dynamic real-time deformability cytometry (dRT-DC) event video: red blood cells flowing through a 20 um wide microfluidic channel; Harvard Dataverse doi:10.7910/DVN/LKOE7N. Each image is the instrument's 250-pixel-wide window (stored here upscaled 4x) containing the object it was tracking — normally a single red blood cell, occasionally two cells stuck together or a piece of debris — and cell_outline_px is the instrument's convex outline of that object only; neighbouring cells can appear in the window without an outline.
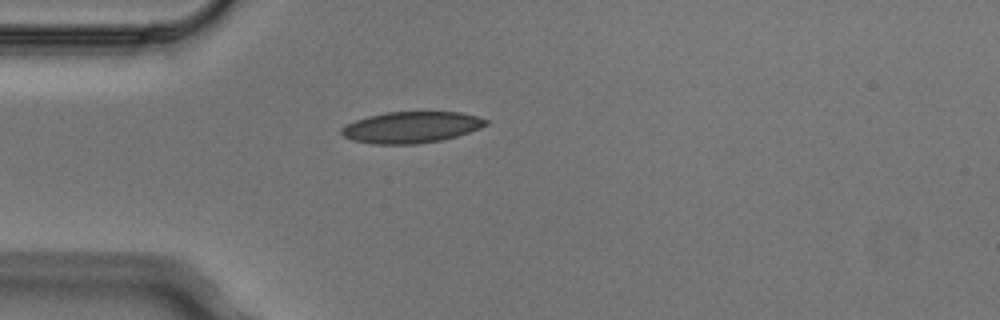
{"species": "Egyptian fruit bat (a non-hibernating species)", "species_latin": "Rousettus aegyptiacus", "temperature_condition": "cold", "stored_images_in_passage": 4, "camera_frame_rate_fps": 3000, "um_per_image_px": 0.085, "animal": {"sex": "male"}, "frame": {"image": 1, "passage_image": 4, "time_ms": 1.0, "image_size_px": [1000, 320], "cell_outline_px": [[488, 124], [480, 128], [456, 136], [440, 140], [416, 144], [372, 144], [352, 140], [344, 136], [340, 132], [340, 128], [356, 120], [368, 116], [388, 112], [460, 112], [476, 116], [488, 120]], "centroid_in_image_um": [34.94, 10.82], "position_along_channel_um": 50.1, "area_um2": 26.18}}